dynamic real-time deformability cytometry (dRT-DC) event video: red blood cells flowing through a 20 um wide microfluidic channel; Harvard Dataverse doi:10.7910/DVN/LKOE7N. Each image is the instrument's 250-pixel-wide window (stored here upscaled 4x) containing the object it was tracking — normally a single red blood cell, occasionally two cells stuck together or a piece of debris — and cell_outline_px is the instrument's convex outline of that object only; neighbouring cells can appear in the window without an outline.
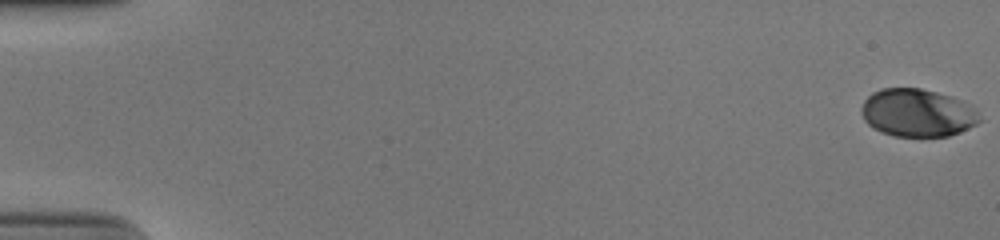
{"species": "human", "species_latin": "Homo sapiens", "temperature_condition": "cold", "stored_images_in_passage": 16, "camera_frame_rate_fps": 3000, "um_per_image_px": 0.085, "donor": {"sex": "male"}, "frame": {"image": 1, "passage_image": 1, "time_ms": 0.0, "image_size_px": [1000, 240], "cell_outline_px": [[984, 120], [960, 132], [948, 136], [896, 136], [880, 132], [872, 128], [864, 120], [860, 112], [860, 108], [864, 100], [872, 92], [880, 88], [920, 88], [952, 96], [964, 100], [972, 104]], "centroid_in_image_um": [78.0, 9.58], "position_along_channel_um": 7.0, "area_um2": 33.52}}
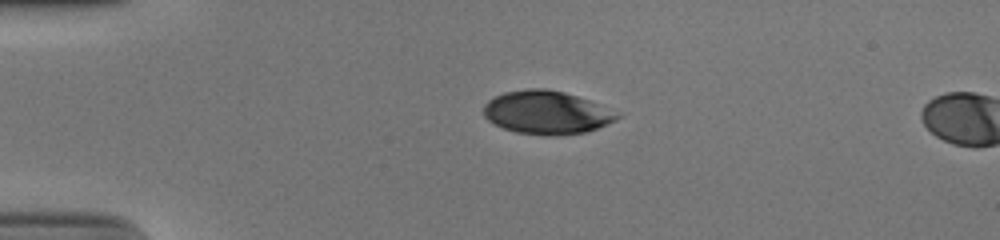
{"frame": {"image": 2, "passage_image": 14, "time_ms": 4.333, "image_size_px": [1000, 240], "cell_outline_px": [[620, 116], [616, 120], [596, 128], [584, 132], [556, 136], [548, 136], [516, 132], [504, 128], [488, 120], [484, 116], [484, 104], [488, 100], [504, 92], [528, 88], [544, 88], [564, 92], [588, 100]], "centroid_in_image_um": [46.39, 9.56], "position_along_channel_um": 38.6, "area_um2": 33.12}}